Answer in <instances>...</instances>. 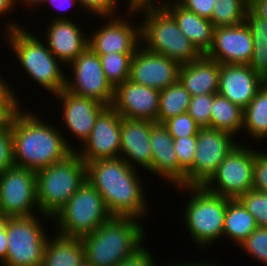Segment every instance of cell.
<instances>
[{"label":"cell","instance_id":"obj_1","mask_svg":"<svg viewBox=\"0 0 267 266\" xmlns=\"http://www.w3.org/2000/svg\"><path fill=\"white\" fill-rule=\"evenodd\" d=\"M21 111L19 107L11 115L15 166L38 171L75 151L56 127L40 120L33 112Z\"/></svg>","mask_w":267,"mask_h":266},{"label":"cell","instance_id":"obj_2","mask_svg":"<svg viewBox=\"0 0 267 266\" xmlns=\"http://www.w3.org/2000/svg\"><path fill=\"white\" fill-rule=\"evenodd\" d=\"M137 169L124 159H100L86 164V179L100 193L112 216L141 218L148 209Z\"/></svg>","mask_w":267,"mask_h":266},{"label":"cell","instance_id":"obj_3","mask_svg":"<svg viewBox=\"0 0 267 266\" xmlns=\"http://www.w3.org/2000/svg\"><path fill=\"white\" fill-rule=\"evenodd\" d=\"M136 219L111 216L93 233L82 237L85 259L92 266H116L138 251L146 233Z\"/></svg>","mask_w":267,"mask_h":266},{"label":"cell","instance_id":"obj_4","mask_svg":"<svg viewBox=\"0 0 267 266\" xmlns=\"http://www.w3.org/2000/svg\"><path fill=\"white\" fill-rule=\"evenodd\" d=\"M127 10L130 16L138 11L145 13L140 24V39L142 43L144 41L145 49L167 56L180 65L197 60L203 55L181 33L174 17L160 3L142 4Z\"/></svg>","mask_w":267,"mask_h":266},{"label":"cell","instance_id":"obj_5","mask_svg":"<svg viewBox=\"0 0 267 266\" xmlns=\"http://www.w3.org/2000/svg\"><path fill=\"white\" fill-rule=\"evenodd\" d=\"M5 38L14 50L23 69L38 84L56 95L66 85V76L60 68L59 60L51 53L45 42L27 32L22 26L7 22Z\"/></svg>","mask_w":267,"mask_h":266},{"label":"cell","instance_id":"obj_6","mask_svg":"<svg viewBox=\"0 0 267 266\" xmlns=\"http://www.w3.org/2000/svg\"><path fill=\"white\" fill-rule=\"evenodd\" d=\"M85 180L86 164L76 151L36 171V198L41 215L53 219Z\"/></svg>","mask_w":267,"mask_h":266},{"label":"cell","instance_id":"obj_7","mask_svg":"<svg viewBox=\"0 0 267 266\" xmlns=\"http://www.w3.org/2000/svg\"><path fill=\"white\" fill-rule=\"evenodd\" d=\"M111 216L100 193L86 179L53 218L57 222L56 233L82 238Z\"/></svg>","mask_w":267,"mask_h":266},{"label":"cell","instance_id":"obj_8","mask_svg":"<svg viewBox=\"0 0 267 266\" xmlns=\"http://www.w3.org/2000/svg\"><path fill=\"white\" fill-rule=\"evenodd\" d=\"M189 191L184 211L187 230L197 245H211L223 236L224 217L228 198L212 193L203 186H177ZM192 190V191H191Z\"/></svg>","mask_w":267,"mask_h":266},{"label":"cell","instance_id":"obj_9","mask_svg":"<svg viewBox=\"0 0 267 266\" xmlns=\"http://www.w3.org/2000/svg\"><path fill=\"white\" fill-rule=\"evenodd\" d=\"M36 215L8 217L7 257L3 266H41L46 242V230ZM45 232V233H44Z\"/></svg>","mask_w":267,"mask_h":266},{"label":"cell","instance_id":"obj_10","mask_svg":"<svg viewBox=\"0 0 267 266\" xmlns=\"http://www.w3.org/2000/svg\"><path fill=\"white\" fill-rule=\"evenodd\" d=\"M251 148L243 144L236 145L203 187L229 199H238L253 189L255 150ZM214 182L217 185L214 186Z\"/></svg>","mask_w":267,"mask_h":266},{"label":"cell","instance_id":"obj_11","mask_svg":"<svg viewBox=\"0 0 267 266\" xmlns=\"http://www.w3.org/2000/svg\"><path fill=\"white\" fill-rule=\"evenodd\" d=\"M233 135L215 128H200L197 133L193 168L186 174L187 186H203L236 147Z\"/></svg>","mask_w":267,"mask_h":266},{"label":"cell","instance_id":"obj_12","mask_svg":"<svg viewBox=\"0 0 267 266\" xmlns=\"http://www.w3.org/2000/svg\"><path fill=\"white\" fill-rule=\"evenodd\" d=\"M39 211L36 171L13 166L0 173V209L7 217H30Z\"/></svg>","mask_w":267,"mask_h":266},{"label":"cell","instance_id":"obj_13","mask_svg":"<svg viewBox=\"0 0 267 266\" xmlns=\"http://www.w3.org/2000/svg\"><path fill=\"white\" fill-rule=\"evenodd\" d=\"M73 78H66L65 89L78 96L95 99L111 106L114 99V88L108 82L100 59L87 47L70 63Z\"/></svg>","mask_w":267,"mask_h":266},{"label":"cell","instance_id":"obj_14","mask_svg":"<svg viewBox=\"0 0 267 266\" xmlns=\"http://www.w3.org/2000/svg\"><path fill=\"white\" fill-rule=\"evenodd\" d=\"M122 117L107 106L97 117L95 125L76 153L87 164L100 159L120 158Z\"/></svg>","mask_w":267,"mask_h":266},{"label":"cell","instance_id":"obj_15","mask_svg":"<svg viewBox=\"0 0 267 266\" xmlns=\"http://www.w3.org/2000/svg\"><path fill=\"white\" fill-rule=\"evenodd\" d=\"M180 66L175 60L142 46L131 58L129 79L134 83L162 90L178 81Z\"/></svg>","mask_w":267,"mask_h":266},{"label":"cell","instance_id":"obj_16","mask_svg":"<svg viewBox=\"0 0 267 266\" xmlns=\"http://www.w3.org/2000/svg\"><path fill=\"white\" fill-rule=\"evenodd\" d=\"M160 90L125 80L114 89L112 107L124 118L157 122Z\"/></svg>","mask_w":267,"mask_h":266},{"label":"cell","instance_id":"obj_17","mask_svg":"<svg viewBox=\"0 0 267 266\" xmlns=\"http://www.w3.org/2000/svg\"><path fill=\"white\" fill-rule=\"evenodd\" d=\"M220 64L249 65L253 55V36L245 24L216 27L213 44L205 54Z\"/></svg>","mask_w":267,"mask_h":266},{"label":"cell","instance_id":"obj_18","mask_svg":"<svg viewBox=\"0 0 267 266\" xmlns=\"http://www.w3.org/2000/svg\"><path fill=\"white\" fill-rule=\"evenodd\" d=\"M88 37V47L97 55L109 53H135L140 45V24L132 25L122 17L111 16ZM137 26V27H136ZM139 46V47H138Z\"/></svg>","mask_w":267,"mask_h":266},{"label":"cell","instance_id":"obj_19","mask_svg":"<svg viewBox=\"0 0 267 266\" xmlns=\"http://www.w3.org/2000/svg\"><path fill=\"white\" fill-rule=\"evenodd\" d=\"M55 96L63 104L62 116L67 129L83 144L88 139L97 117L107 105L73 94L65 88Z\"/></svg>","mask_w":267,"mask_h":266},{"label":"cell","instance_id":"obj_20","mask_svg":"<svg viewBox=\"0 0 267 266\" xmlns=\"http://www.w3.org/2000/svg\"><path fill=\"white\" fill-rule=\"evenodd\" d=\"M265 82L249 65L221 64L218 94L244 109Z\"/></svg>","mask_w":267,"mask_h":266},{"label":"cell","instance_id":"obj_21","mask_svg":"<svg viewBox=\"0 0 267 266\" xmlns=\"http://www.w3.org/2000/svg\"><path fill=\"white\" fill-rule=\"evenodd\" d=\"M57 17L48 25L45 42L51 53L67 66L88 47V36L74 21Z\"/></svg>","mask_w":267,"mask_h":266},{"label":"cell","instance_id":"obj_22","mask_svg":"<svg viewBox=\"0 0 267 266\" xmlns=\"http://www.w3.org/2000/svg\"><path fill=\"white\" fill-rule=\"evenodd\" d=\"M154 123L149 120L122 117L120 158L130 167L136 168L135 164L138 163L146 170L150 169L152 165L150 131Z\"/></svg>","mask_w":267,"mask_h":266},{"label":"cell","instance_id":"obj_23","mask_svg":"<svg viewBox=\"0 0 267 266\" xmlns=\"http://www.w3.org/2000/svg\"><path fill=\"white\" fill-rule=\"evenodd\" d=\"M152 165L149 169L174 186H178V158L174 150V139L163 123L155 122L150 131Z\"/></svg>","mask_w":267,"mask_h":266},{"label":"cell","instance_id":"obj_24","mask_svg":"<svg viewBox=\"0 0 267 266\" xmlns=\"http://www.w3.org/2000/svg\"><path fill=\"white\" fill-rule=\"evenodd\" d=\"M221 64L203 54L199 59L182 64L179 81L192 97L203 94H217Z\"/></svg>","mask_w":267,"mask_h":266},{"label":"cell","instance_id":"obj_25","mask_svg":"<svg viewBox=\"0 0 267 266\" xmlns=\"http://www.w3.org/2000/svg\"><path fill=\"white\" fill-rule=\"evenodd\" d=\"M175 19L181 33L202 53L206 54L213 44L214 26L209 19L187 10L177 0L160 3Z\"/></svg>","mask_w":267,"mask_h":266},{"label":"cell","instance_id":"obj_26","mask_svg":"<svg viewBox=\"0 0 267 266\" xmlns=\"http://www.w3.org/2000/svg\"><path fill=\"white\" fill-rule=\"evenodd\" d=\"M46 242L41 266H77L84 257L81 238L56 234Z\"/></svg>","mask_w":267,"mask_h":266},{"label":"cell","instance_id":"obj_27","mask_svg":"<svg viewBox=\"0 0 267 266\" xmlns=\"http://www.w3.org/2000/svg\"><path fill=\"white\" fill-rule=\"evenodd\" d=\"M254 217L238 199H229L224 217L223 237L240 245L256 228Z\"/></svg>","mask_w":267,"mask_h":266},{"label":"cell","instance_id":"obj_28","mask_svg":"<svg viewBox=\"0 0 267 266\" xmlns=\"http://www.w3.org/2000/svg\"><path fill=\"white\" fill-rule=\"evenodd\" d=\"M210 128L232 135L243 131V109L220 94H213Z\"/></svg>","mask_w":267,"mask_h":266},{"label":"cell","instance_id":"obj_29","mask_svg":"<svg viewBox=\"0 0 267 266\" xmlns=\"http://www.w3.org/2000/svg\"><path fill=\"white\" fill-rule=\"evenodd\" d=\"M245 24L253 36V55L249 66L267 81V20L248 8Z\"/></svg>","mask_w":267,"mask_h":266},{"label":"cell","instance_id":"obj_30","mask_svg":"<svg viewBox=\"0 0 267 266\" xmlns=\"http://www.w3.org/2000/svg\"><path fill=\"white\" fill-rule=\"evenodd\" d=\"M243 128L256 141L267 138V81L243 109Z\"/></svg>","mask_w":267,"mask_h":266},{"label":"cell","instance_id":"obj_31","mask_svg":"<svg viewBox=\"0 0 267 266\" xmlns=\"http://www.w3.org/2000/svg\"><path fill=\"white\" fill-rule=\"evenodd\" d=\"M191 97L179 80L160 90L157 123H163L169 118L186 113Z\"/></svg>","mask_w":267,"mask_h":266},{"label":"cell","instance_id":"obj_32","mask_svg":"<svg viewBox=\"0 0 267 266\" xmlns=\"http://www.w3.org/2000/svg\"><path fill=\"white\" fill-rule=\"evenodd\" d=\"M248 8L249 0H216L210 21L214 28L243 24Z\"/></svg>","mask_w":267,"mask_h":266},{"label":"cell","instance_id":"obj_33","mask_svg":"<svg viewBox=\"0 0 267 266\" xmlns=\"http://www.w3.org/2000/svg\"><path fill=\"white\" fill-rule=\"evenodd\" d=\"M135 53H109L98 55L105 76L115 89L130 76V62Z\"/></svg>","mask_w":267,"mask_h":266},{"label":"cell","instance_id":"obj_34","mask_svg":"<svg viewBox=\"0 0 267 266\" xmlns=\"http://www.w3.org/2000/svg\"><path fill=\"white\" fill-rule=\"evenodd\" d=\"M197 136L174 139L178 158V186H186V174L193 168Z\"/></svg>","mask_w":267,"mask_h":266},{"label":"cell","instance_id":"obj_35","mask_svg":"<svg viewBox=\"0 0 267 266\" xmlns=\"http://www.w3.org/2000/svg\"><path fill=\"white\" fill-rule=\"evenodd\" d=\"M238 200L254 217L258 227H267V193L251 189Z\"/></svg>","mask_w":267,"mask_h":266},{"label":"cell","instance_id":"obj_36","mask_svg":"<svg viewBox=\"0 0 267 266\" xmlns=\"http://www.w3.org/2000/svg\"><path fill=\"white\" fill-rule=\"evenodd\" d=\"M239 246L245 253L267 265V227H257Z\"/></svg>","mask_w":267,"mask_h":266},{"label":"cell","instance_id":"obj_37","mask_svg":"<svg viewBox=\"0 0 267 266\" xmlns=\"http://www.w3.org/2000/svg\"><path fill=\"white\" fill-rule=\"evenodd\" d=\"M213 94L191 97L187 113L200 128L210 127Z\"/></svg>","mask_w":267,"mask_h":266},{"label":"cell","instance_id":"obj_38","mask_svg":"<svg viewBox=\"0 0 267 266\" xmlns=\"http://www.w3.org/2000/svg\"><path fill=\"white\" fill-rule=\"evenodd\" d=\"M173 139L197 136L200 127L195 120L186 112L167 119L163 122Z\"/></svg>","mask_w":267,"mask_h":266},{"label":"cell","instance_id":"obj_39","mask_svg":"<svg viewBox=\"0 0 267 266\" xmlns=\"http://www.w3.org/2000/svg\"><path fill=\"white\" fill-rule=\"evenodd\" d=\"M14 166L11 116L0 122V173Z\"/></svg>","mask_w":267,"mask_h":266},{"label":"cell","instance_id":"obj_40","mask_svg":"<svg viewBox=\"0 0 267 266\" xmlns=\"http://www.w3.org/2000/svg\"><path fill=\"white\" fill-rule=\"evenodd\" d=\"M253 189L267 193V153L256 150L253 164Z\"/></svg>","mask_w":267,"mask_h":266},{"label":"cell","instance_id":"obj_41","mask_svg":"<svg viewBox=\"0 0 267 266\" xmlns=\"http://www.w3.org/2000/svg\"><path fill=\"white\" fill-rule=\"evenodd\" d=\"M78 3L83 6L81 8H84V10L92 12L95 16H102V19L108 18L109 20V17L116 16L114 11L117 10L119 2L117 0H78Z\"/></svg>","mask_w":267,"mask_h":266},{"label":"cell","instance_id":"obj_42","mask_svg":"<svg viewBox=\"0 0 267 266\" xmlns=\"http://www.w3.org/2000/svg\"><path fill=\"white\" fill-rule=\"evenodd\" d=\"M0 76V116L8 119L20 106L15 93Z\"/></svg>","mask_w":267,"mask_h":266},{"label":"cell","instance_id":"obj_43","mask_svg":"<svg viewBox=\"0 0 267 266\" xmlns=\"http://www.w3.org/2000/svg\"><path fill=\"white\" fill-rule=\"evenodd\" d=\"M187 10L194 12L198 16L211 19V14L216 0H177Z\"/></svg>","mask_w":267,"mask_h":266},{"label":"cell","instance_id":"obj_44","mask_svg":"<svg viewBox=\"0 0 267 266\" xmlns=\"http://www.w3.org/2000/svg\"><path fill=\"white\" fill-rule=\"evenodd\" d=\"M152 256L153 255L142 246L138 251L123 259L116 266H156Z\"/></svg>","mask_w":267,"mask_h":266},{"label":"cell","instance_id":"obj_45","mask_svg":"<svg viewBox=\"0 0 267 266\" xmlns=\"http://www.w3.org/2000/svg\"><path fill=\"white\" fill-rule=\"evenodd\" d=\"M249 8L257 16L267 20V0H249Z\"/></svg>","mask_w":267,"mask_h":266},{"label":"cell","instance_id":"obj_46","mask_svg":"<svg viewBox=\"0 0 267 266\" xmlns=\"http://www.w3.org/2000/svg\"><path fill=\"white\" fill-rule=\"evenodd\" d=\"M53 5L55 8H58V10L61 8V10L70 9V7L75 4V2L78 4V0H46L45 3ZM65 5V6H64Z\"/></svg>","mask_w":267,"mask_h":266},{"label":"cell","instance_id":"obj_47","mask_svg":"<svg viewBox=\"0 0 267 266\" xmlns=\"http://www.w3.org/2000/svg\"><path fill=\"white\" fill-rule=\"evenodd\" d=\"M16 3L15 0H0V16L12 10Z\"/></svg>","mask_w":267,"mask_h":266},{"label":"cell","instance_id":"obj_48","mask_svg":"<svg viewBox=\"0 0 267 266\" xmlns=\"http://www.w3.org/2000/svg\"><path fill=\"white\" fill-rule=\"evenodd\" d=\"M7 241V237L0 238V265H3L6 261L8 249Z\"/></svg>","mask_w":267,"mask_h":266},{"label":"cell","instance_id":"obj_49","mask_svg":"<svg viewBox=\"0 0 267 266\" xmlns=\"http://www.w3.org/2000/svg\"><path fill=\"white\" fill-rule=\"evenodd\" d=\"M160 3L159 0L158 1H154V0H129V2L127 3L128 8H134L136 6L142 5V4H154V3Z\"/></svg>","mask_w":267,"mask_h":266},{"label":"cell","instance_id":"obj_50","mask_svg":"<svg viewBox=\"0 0 267 266\" xmlns=\"http://www.w3.org/2000/svg\"><path fill=\"white\" fill-rule=\"evenodd\" d=\"M7 216H0V238L7 237L6 232V223H7Z\"/></svg>","mask_w":267,"mask_h":266},{"label":"cell","instance_id":"obj_51","mask_svg":"<svg viewBox=\"0 0 267 266\" xmlns=\"http://www.w3.org/2000/svg\"><path fill=\"white\" fill-rule=\"evenodd\" d=\"M205 262L206 261H204V263H202V262L201 263L200 262H196V263L187 262V263H185L184 262L183 264L182 263H177V264H173V265L171 264V265H167V266H217V265H215V263L214 264L213 263L210 264V262H206L207 263L206 264Z\"/></svg>","mask_w":267,"mask_h":266},{"label":"cell","instance_id":"obj_52","mask_svg":"<svg viewBox=\"0 0 267 266\" xmlns=\"http://www.w3.org/2000/svg\"><path fill=\"white\" fill-rule=\"evenodd\" d=\"M17 0H15V2H16ZM19 1H21V2H24L23 4H25L26 6H28V5H42L43 3H45V1L46 0H18L17 2H19Z\"/></svg>","mask_w":267,"mask_h":266},{"label":"cell","instance_id":"obj_53","mask_svg":"<svg viewBox=\"0 0 267 266\" xmlns=\"http://www.w3.org/2000/svg\"><path fill=\"white\" fill-rule=\"evenodd\" d=\"M77 266H92L86 259H83Z\"/></svg>","mask_w":267,"mask_h":266}]
</instances>
